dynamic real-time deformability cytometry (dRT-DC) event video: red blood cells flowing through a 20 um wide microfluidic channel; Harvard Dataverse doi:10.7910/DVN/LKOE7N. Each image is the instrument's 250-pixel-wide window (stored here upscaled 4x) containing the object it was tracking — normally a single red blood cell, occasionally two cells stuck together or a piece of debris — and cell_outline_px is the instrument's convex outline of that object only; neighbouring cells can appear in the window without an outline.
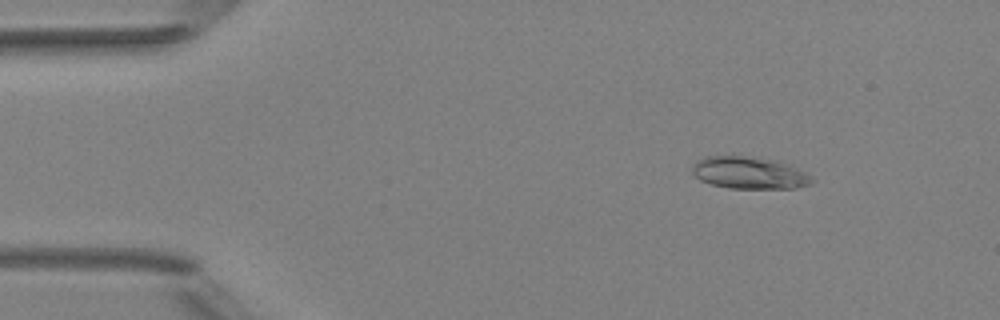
{"species": "Egyptian fruit bat (a non-hibernating species)", "species_latin": "Rousettus aegyptiacus", "temperature_condition": "room temperature", "stored_images_in_passage": 4, "camera_frame_rate_fps": 3000, "um_per_image_px": 0.085, "animal": {"sex": "female"}, "frame": {"image": 1, "passage_image": 2, "time_ms": 1.0, "image_size_px": [1000, 320], "cell_outline_px": [[816, 180], [812, 184], [796, 188], [728, 188], [712, 184], [700, 180], [692, 172], [692, 164], [704, 156], [744, 156], [772, 160], [796, 168], [812, 176]], "centroid_in_image_um": [63.68, 14.7], "position_along_channel_um": 21.3, "area_um2": 22.2}}